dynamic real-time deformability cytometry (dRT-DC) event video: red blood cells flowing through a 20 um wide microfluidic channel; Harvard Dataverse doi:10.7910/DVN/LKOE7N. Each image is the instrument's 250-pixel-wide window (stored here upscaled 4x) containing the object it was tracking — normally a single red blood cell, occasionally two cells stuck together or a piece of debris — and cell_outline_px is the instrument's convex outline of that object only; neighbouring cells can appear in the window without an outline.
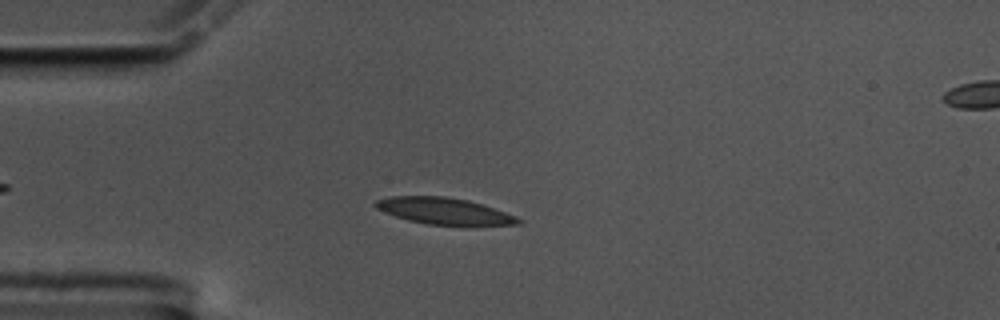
{"species": "common noctule bat (a hibernating species)", "species_latin": "Nyctalus noctula", "temperature_condition": "cold", "stored_images_in_passage": 52, "camera_frame_rate_fps": 3000, "um_per_image_px": 0.085, "animal": {"sex": "male", "body_mass_g": 17.5, "forearm_length_mm": 52.3}, "frame": {"image": 1, "passage_image": 10, "time_ms": 3.0, "image_size_px": [1000, 320], "cell_outline_px": [[524, 220], [520, 224], [428, 224], [408, 220], [384, 212], [376, 208], [372, 204], [376, 200], [392, 196], [444, 196], [468, 200], [516, 216]], "centroid_in_image_um": [37.69, 17.92], "position_along_channel_um": 47.3, "area_um2": 21.5}}
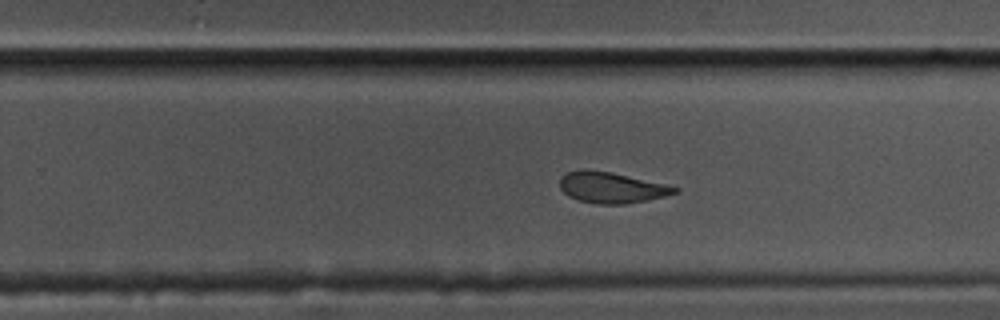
{"frame": {"image": 2, "passage_image": 31, "time_ms": 10.0, "image_size_px": [1000, 320], "cell_outline_px": [[680, 192], [648, 200], [628, 204], [596, 204], [580, 200], [568, 196], [560, 188], [560, 176], [568, 172], [580, 168], [584, 168], [612, 172], [664, 184], [680, 188]], "centroid_in_image_um": [51.96, 15.93], "position_along_channel_um": 277.8, "area_um2": 20.87}}
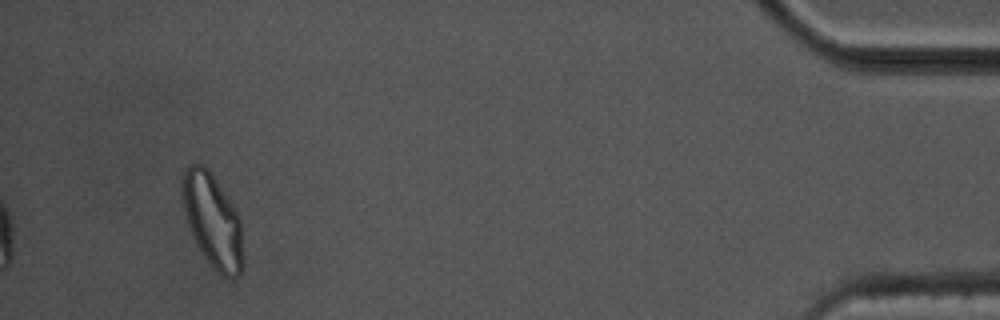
{"frame": {"image": 3, "passage_image": 49, "time_ms": 16.0, "image_size_px": [1000, 320], "cell_outline_px": [[244, 264], [240, 276], [232, 280], [228, 280], [220, 276], [212, 268], [196, 244], [188, 224], [184, 208], [184, 168], [188, 164], [200, 164], [208, 168], [240, 216], [244, 256]], "centroid_in_image_um": [18.14, 18.87], "position_along_channel_um": 417.1, "area_um2": 33.29}, "authors_computed_cell_mechanics": {"area_um2": 21.8773, "velocity_mm_per_s": 3.5071, "shape_relaxation_time_tau1_ms": 3.9842, "shape_relaxation_time_tau2_ms": 1.3519, "deformation_change_tau1": 0.1546, "deformation_change_tau2": 0.0847}}